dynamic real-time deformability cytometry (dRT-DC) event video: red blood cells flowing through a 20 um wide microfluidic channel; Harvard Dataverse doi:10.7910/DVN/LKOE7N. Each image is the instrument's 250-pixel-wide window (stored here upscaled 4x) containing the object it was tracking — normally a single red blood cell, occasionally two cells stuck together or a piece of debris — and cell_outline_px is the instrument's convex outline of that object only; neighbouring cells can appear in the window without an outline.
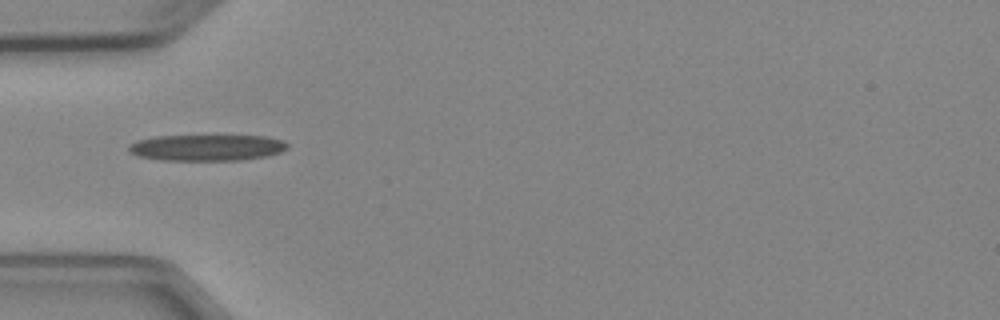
{"species": "Egyptian fruit bat (a non-hibernating species)", "species_latin": "Rousettus aegyptiacus", "temperature_condition": "cold", "stored_images_in_passage": 7, "camera_frame_rate_fps": 3000, "um_per_image_px": 0.085, "animal": {"sex": "female"}, "frame": {"image": 1, "passage_image": 4, "time_ms": 3.333, "image_size_px": [1000, 320], "cell_outline_px": [[288, 148], [280, 152], [268, 156], [240, 160], [164, 160], [136, 156], [128, 152], [128, 144], [136, 140], [156, 136], [264, 136], [284, 140], [288, 144]], "centroid_in_image_um": [17.56, 12.55], "position_along_channel_um": 67.4, "area_um2": 24.39}}